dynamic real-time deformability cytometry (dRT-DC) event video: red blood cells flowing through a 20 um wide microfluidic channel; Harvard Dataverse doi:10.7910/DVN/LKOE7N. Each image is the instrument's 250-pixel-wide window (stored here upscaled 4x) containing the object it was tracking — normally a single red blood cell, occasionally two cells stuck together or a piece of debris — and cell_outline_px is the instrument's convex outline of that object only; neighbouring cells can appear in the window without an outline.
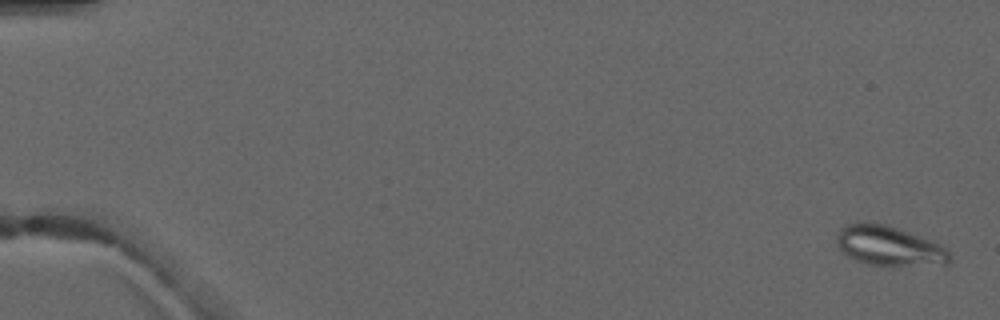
{"species": "common noctule bat (a hibernating species)", "species_latin": "Nyctalus noctula", "temperature_condition": "warm", "stored_images_in_passage": 5, "camera_frame_rate_fps": 3000, "um_per_image_px": 0.085, "animal": {"sex": "male", "forearm_length_mm": 52.5}, "frame": {"image": 1, "passage_image": 1, "time_ms": 0.0, "image_size_px": [1000, 320], "cell_outline_px": [[952, 260], [948, 264], [868, 264], [856, 260], [848, 256], [840, 248], [836, 240], [836, 236], [840, 228], [848, 224], [864, 220], [888, 224], [932, 240], [948, 248], [952, 256]], "centroid_in_image_um": [75.59, 20.85], "position_along_channel_um": 9.4, "area_um2": 26.24}}